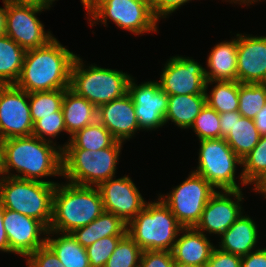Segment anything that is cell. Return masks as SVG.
Segmentation results:
<instances>
[{
  "label": "cell",
  "instance_id": "obj_1",
  "mask_svg": "<svg viewBox=\"0 0 266 267\" xmlns=\"http://www.w3.org/2000/svg\"><path fill=\"white\" fill-rule=\"evenodd\" d=\"M57 145L33 135L5 139L4 176L57 184L56 181L45 180L46 177H62V149Z\"/></svg>",
  "mask_w": 266,
  "mask_h": 267
},
{
  "label": "cell",
  "instance_id": "obj_2",
  "mask_svg": "<svg viewBox=\"0 0 266 267\" xmlns=\"http://www.w3.org/2000/svg\"><path fill=\"white\" fill-rule=\"evenodd\" d=\"M76 56L56 38L43 47L27 50L15 85L28 93L68 89Z\"/></svg>",
  "mask_w": 266,
  "mask_h": 267
},
{
  "label": "cell",
  "instance_id": "obj_3",
  "mask_svg": "<svg viewBox=\"0 0 266 267\" xmlns=\"http://www.w3.org/2000/svg\"><path fill=\"white\" fill-rule=\"evenodd\" d=\"M104 212L97 186L57 183L53 194L52 220L48 231L71 233Z\"/></svg>",
  "mask_w": 266,
  "mask_h": 267
},
{
  "label": "cell",
  "instance_id": "obj_4",
  "mask_svg": "<svg viewBox=\"0 0 266 267\" xmlns=\"http://www.w3.org/2000/svg\"><path fill=\"white\" fill-rule=\"evenodd\" d=\"M183 227L169 207L159 198L149 201L127 224V234L145 250H172Z\"/></svg>",
  "mask_w": 266,
  "mask_h": 267
},
{
  "label": "cell",
  "instance_id": "obj_5",
  "mask_svg": "<svg viewBox=\"0 0 266 267\" xmlns=\"http://www.w3.org/2000/svg\"><path fill=\"white\" fill-rule=\"evenodd\" d=\"M124 143L97 151L62 149V176L65 181L81 186H98L115 177Z\"/></svg>",
  "mask_w": 266,
  "mask_h": 267
},
{
  "label": "cell",
  "instance_id": "obj_6",
  "mask_svg": "<svg viewBox=\"0 0 266 267\" xmlns=\"http://www.w3.org/2000/svg\"><path fill=\"white\" fill-rule=\"evenodd\" d=\"M131 77L127 72L103 68L95 63L86 66L77 55L71 68L70 89L98 108L128 93Z\"/></svg>",
  "mask_w": 266,
  "mask_h": 267
},
{
  "label": "cell",
  "instance_id": "obj_7",
  "mask_svg": "<svg viewBox=\"0 0 266 267\" xmlns=\"http://www.w3.org/2000/svg\"><path fill=\"white\" fill-rule=\"evenodd\" d=\"M55 186L3 176L0 179V203L5 209L37 219L49 229Z\"/></svg>",
  "mask_w": 266,
  "mask_h": 267
},
{
  "label": "cell",
  "instance_id": "obj_8",
  "mask_svg": "<svg viewBox=\"0 0 266 267\" xmlns=\"http://www.w3.org/2000/svg\"><path fill=\"white\" fill-rule=\"evenodd\" d=\"M87 15L85 18L92 27L99 23L107 27L110 19L122 30L140 36L157 32L160 22L153 14L148 0H103Z\"/></svg>",
  "mask_w": 266,
  "mask_h": 267
},
{
  "label": "cell",
  "instance_id": "obj_9",
  "mask_svg": "<svg viewBox=\"0 0 266 267\" xmlns=\"http://www.w3.org/2000/svg\"><path fill=\"white\" fill-rule=\"evenodd\" d=\"M199 144L198 165L192 171L201 175L218 191L243 190L236 183V168H242V160L227 141L224 138L204 139Z\"/></svg>",
  "mask_w": 266,
  "mask_h": 267
},
{
  "label": "cell",
  "instance_id": "obj_10",
  "mask_svg": "<svg viewBox=\"0 0 266 267\" xmlns=\"http://www.w3.org/2000/svg\"><path fill=\"white\" fill-rule=\"evenodd\" d=\"M217 190L201 175L190 171L185 180L170 193L158 194L183 228L195 227L204 207Z\"/></svg>",
  "mask_w": 266,
  "mask_h": 267
},
{
  "label": "cell",
  "instance_id": "obj_11",
  "mask_svg": "<svg viewBox=\"0 0 266 267\" xmlns=\"http://www.w3.org/2000/svg\"><path fill=\"white\" fill-rule=\"evenodd\" d=\"M128 94L134 102L140 131H155L165 126L168 94L161 89L157 80L138 84L132 76L128 83Z\"/></svg>",
  "mask_w": 266,
  "mask_h": 267
},
{
  "label": "cell",
  "instance_id": "obj_12",
  "mask_svg": "<svg viewBox=\"0 0 266 267\" xmlns=\"http://www.w3.org/2000/svg\"><path fill=\"white\" fill-rule=\"evenodd\" d=\"M47 9L8 2L6 35L25 51L47 45L55 37L46 31L37 14Z\"/></svg>",
  "mask_w": 266,
  "mask_h": 267
},
{
  "label": "cell",
  "instance_id": "obj_13",
  "mask_svg": "<svg viewBox=\"0 0 266 267\" xmlns=\"http://www.w3.org/2000/svg\"><path fill=\"white\" fill-rule=\"evenodd\" d=\"M159 79L168 95L206 94L205 68L192 57L176 55L167 59Z\"/></svg>",
  "mask_w": 266,
  "mask_h": 267
},
{
  "label": "cell",
  "instance_id": "obj_14",
  "mask_svg": "<svg viewBox=\"0 0 266 267\" xmlns=\"http://www.w3.org/2000/svg\"><path fill=\"white\" fill-rule=\"evenodd\" d=\"M29 93L15 84L0 85V137L32 136Z\"/></svg>",
  "mask_w": 266,
  "mask_h": 267
},
{
  "label": "cell",
  "instance_id": "obj_15",
  "mask_svg": "<svg viewBox=\"0 0 266 267\" xmlns=\"http://www.w3.org/2000/svg\"><path fill=\"white\" fill-rule=\"evenodd\" d=\"M243 200L242 190H217L204 207L201 219L195 228L204 234L223 236L245 213L241 203Z\"/></svg>",
  "mask_w": 266,
  "mask_h": 267
},
{
  "label": "cell",
  "instance_id": "obj_16",
  "mask_svg": "<svg viewBox=\"0 0 266 267\" xmlns=\"http://www.w3.org/2000/svg\"><path fill=\"white\" fill-rule=\"evenodd\" d=\"M3 225L9 242V254L27 258L46 243L49 229L35 218L4 208Z\"/></svg>",
  "mask_w": 266,
  "mask_h": 267
},
{
  "label": "cell",
  "instance_id": "obj_17",
  "mask_svg": "<svg viewBox=\"0 0 266 267\" xmlns=\"http://www.w3.org/2000/svg\"><path fill=\"white\" fill-rule=\"evenodd\" d=\"M97 188L101 194L104 211L115 214L126 224L134 219L148 202L127 175L103 181Z\"/></svg>",
  "mask_w": 266,
  "mask_h": 267
},
{
  "label": "cell",
  "instance_id": "obj_18",
  "mask_svg": "<svg viewBox=\"0 0 266 267\" xmlns=\"http://www.w3.org/2000/svg\"><path fill=\"white\" fill-rule=\"evenodd\" d=\"M237 81L266 83V36L237 33Z\"/></svg>",
  "mask_w": 266,
  "mask_h": 267
},
{
  "label": "cell",
  "instance_id": "obj_19",
  "mask_svg": "<svg viewBox=\"0 0 266 267\" xmlns=\"http://www.w3.org/2000/svg\"><path fill=\"white\" fill-rule=\"evenodd\" d=\"M97 121L104 125L117 141L123 143L140 131L134 102L128 93L98 107Z\"/></svg>",
  "mask_w": 266,
  "mask_h": 267
},
{
  "label": "cell",
  "instance_id": "obj_20",
  "mask_svg": "<svg viewBox=\"0 0 266 267\" xmlns=\"http://www.w3.org/2000/svg\"><path fill=\"white\" fill-rule=\"evenodd\" d=\"M178 236L171 250L175 263L206 267L216 247L209 237L195 227L182 228Z\"/></svg>",
  "mask_w": 266,
  "mask_h": 267
},
{
  "label": "cell",
  "instance_id": "obj_21",
  "mask_svg": "<svg viewBox=\"0 0 266 267\" xmlns=\"http://www.w3.org/2000/svg\"><path fill=\"white\" fill-rule=\"evenodd\" d=\"M259 230L254 219L244 213L221 236L218 247L220 250L243 257L258 249ZM258 247V248H257Z\"/></svg>",
  "mask_w": 266,
  "mask_h": 267
},
{
  "label": "cell",
  "instance_id": "obj_22",
  "mask_svg": "<svg viewBox=\"0 0 266 267\" xmlns=\"http://www.w3.org/2000/svg\"><path fill=\"white\" fill-rule=\"evenodd\" d=\"M205 75L209 81H237V34L215 44L207 56Z\"/></svg>",
  "mask_w": 266,
  "mask_h": 267
},
{
  "label": "cell",
  "instance_id": "obj_23",
  "mask_svg": "<svg viewBox=\"0 0 266 267\" xmlns=\"http://www.w3.org/2000/svg\"><path fill=\"white\" fill-rule=\"evenodd\" d=\"M61 110L69 137L97 121V107L70 88L65 89Z\"/></svg>",
  "mask_w": 266,
  "mask_h": 267
},
{
  "label": "cell",
  "instance_id": "obj_24",
  "mask_svg": "<svg viewBox=\"0 0 266 267\" xmlns=\"http://www.w3.org/2000/svg\"><path fill=\"white\" fill-rule=\"evenodd\" d=\"M126 233L127 224L120 217L107 211H104L88 225L71 232L76 241L84 248H87L101 238L124 236Z\"/></svg>",
  "mask_w": 266,
  "mask_h": 267
},
{
  "label": "cell",
  "instance_id": "obj_25",
  "mask_svg": "<svg viewBox=\"0 0 266 267\" xmlns=\"http://www.w3.org/2000/svg\"><path fill=\"white\" fill-rule=\"evenodd\" d=\"M206 104V94L168 95L165 124L169 121L180 129H190Z\"/></svg>",
  "mask_w": 266,
  "mask_h": 267
},
{
  "label": "cell",
  "instance_id": "obj_26",
  "mask_svg": "<svg viewBox=\"0 0 266 267\" xmlns=\"http://www.w3.org/2000/svg\"><path fill=\"white\" fill-rule=\"evenodd\" d=\"M45 244L56 254L63 267H90L86 248L71 233L48 231Z\"/></svg>",
  "mask_w": 266,
  "mask_h": 267
},
{
  "label": "cell",
  "instance_id": "obj_27",
  "mask_svg": "<svg viewBox=\"0 0 266 267\" xmlns=\"http://www.w3.org/2000/svg\"><path fill=\"white\" fill-rule=\"evenodd\" d=\"M235 154L242 160L257 145L260 135L254 120L234 111V125L224 138Z\"/></svg>",
  "mask_w": 266,
  "mask_h": 267
},
{
  "label": "cell",
  "instance_id": "obj_28",
  "mask_svg": "<svg viewBox=\"0 0 266 267\" xmlns=\"http://www.w3.org/2000/svg\"><path fill=\"white\" fill-rule=\"evenodd\" d=\"M116 141L109 130L96 121L75 132L60 148L97 151L111 147Z\"/></svg>",
  "mask_w": 266,
  "mask_h": 267
},
{
  "label": "cell",
  "instance_id": "obj_29",
  "mask_svg": "<svg viewBox=\"0 0 266 267\" xmlns=\"http://www.w3.org/2000/svg\"><path fill=\"white\" fill-rule=\"evenodd\" d=\"M25 52L9 36L0 37V85L15 84L18 81Z\"/></svg>",
  "mask_w": 266,
  "mask_h": 267
},
{
  "label": "cell",
  "instance_id": "obj_30",
  "mask_svg": "<svg viewBox=\"0 0 266 267\" xmlns=\"http://www.w3.org/2000/svg\"><path fill=\"white\" fill-rule=\"evenodd\" d=\"M213 85L208 91L209 85ZM206 103L219 114L238 111L239 82L238 81H209L206 82Z\"/></svg>",
  "mask_w": 266,
  "mask_h": 267
},
{
  "label": "cell",
  "instance_id": "obj_31",
  "mask_svg": "<svg viewBox=\"0 0 266 267\" xmlns=\"http://www.w3.org/2000/svg\"><path fill=\"white\" fill-rule=\"evenodd\" d=\"M242 171L238 179L242 186L254 189L266 177V136H260L257 145L242 159Z\"/></svg>",
  "mask_w": 266,
  "mask_h": 267
},
{
  "label": "cell",
  "instance_id": "obj_32",
  "mask_svg": "<svg viewBox=\"0 0 266 267\" xmlns=\"http://www.w3.org/2000/svg\"><path fill=\"white\" fill-rule=\"evenodd\" d=\"M239 108L238 112L249 119L266 104V83H240L239 82Z\"/></svg>",
  "mask_w": 266,
  "mask_h": 267
},
{
  "label": "cell",
  "instance_id": "obj_33",
  "mask_svg": "<svg viewBox=\"0 0 266 267\" xmlns=\"http://www.w3.org/2000/svg\"><path fill=\"white\" fill-rule=\"evenodd\" d=\"M65 89L29 93L30 114L33 123L41 116L54 115L62 107Z\"/></svg>",
  "mask_w": 266,
  "mask_h": 267
},
{
  "label": "cell",
  "instance_id": "obj_34",
  "mask_svg": "<svg viewBox=\"0 0 266 267\" xmlns=\"http://www.w3.org/2000/svg\"><path fill=\"white\" fill-rule=\"evenodd\" d=\"M142 249L126 233L117 244L105 267H139Z\"/></svg>",
  "mask_w": 266,
  "mask_h": 267
},
{
  "label": "cell",
  "instance_id": "obj_35",
  "mask_svg": "<svg viewBox=\"0 0 266 267\" xmlns=\"http://www.w3.org/2000/svg\"><path fill=\"white\" fill-rule=\"evenodd\" d=\"M219 113L211 108L207 103L195 118L193 125L190 127L198 137V141L204 139L221 138Z\"/></svg>",
  "mask_w": 266,
  "mask_h": 267
},
{
  "label": "cell",
  "instance_id": "obj_36",
  "mask_svg": "<svg viewBox=\"0 0 266 267\" xmlns=\"http://www.w3.org/2000/svg\"><path fill=\"white\" fill-rule=\"evenodd\" d=\"M62 132L67 133L61 109L54 112V115L41 116V119L33 123L32 135L41 140L55 143L51 138L60 136Z\"/></svg>",
  "mask_w": 266,
  "mask_h": 267
},
{
  "label": "cell",
  "instance_id": "obj_37",
  "mask_svg": "<svg viewBox=\"0 0 266 267\" xmlns=\"http://www.w3.org/2000/svg\"><path fill=\"white\" fill-rule=\"evenodd\" d=\"M123 236H108L86 248L90 267H105L109 257Z\"/></svg>",
  "mask_w": 266,
  "mask_h": 267
},
{
  "label": "cell",
  "instance_id": "obj_38",
  "mask_svg": "<svg viewBox=\"0 0 266 267\" xmlns=\"http://www.w3.org/2000/svg\"><path fill=\"white\" fill-rule=\"evenodd\" d=\"M25 260L27 267H63L56 254L46 244L36 249Z\"/></svg>",
  "mask_w": 266,
  "mask_h": 267
},
{
  "label": "cell",
  "instance_id": "obj_39",
  "mask_svg": "<svg viewBox=\"0 0 266 267\" xmlns=\"http://www.w3.org/2000/svg\"><path fill=\"white\" fill-rule=\"evenodd\" d=\"M170 251L145 250L142 251L139 267H174Z\"/></svg>",
  "mask_w": 266,
  "mask_h": 267
},
{
  "label": "cell",
  "instance_id": "obj_40",
  "mask_svg": "<svg viewBox=\"0 0 266 267\" xmlns=\"http://www.w3.org/2000/svg\"><path fill=\"white\" fill-rule=\"evenodd\" d=\"M192 0H149L150 6L155 17L160 19L169 18V15L176 12L180 7Z\"/></svg>",
  "mask_w": 266,
  "mask_h": 267
},
{
  "label": "cell",
  "instance_id": "obj_41",
  "mask_svg": "<svg viewBox=\"0 0 266 267\" xmlns=\"http://www.w3.org/2000/svg\"><path fill=\"white\" fill-rule=\"evenodd\" d=\"M206 267H241V257L215 247Z\"/></svg>",
  "mask_w": 266,
  "mask_h": 267
},
{
  "label": "cell",
  "instance_id": "obj_42",
  "mask_svg": "<svg viewBox=\"0 0 266 267\" xmlns=\"http://www.w3.org/2000/svg\"><path fill=\"white\" fill-rule=\"evenodd\" d=\"M241 267H266V247L258 248L241 257Z\"/></svg>",
  "mask_w": 266,
  "mask_h": 267
},
{
  "label": "cell",
  "instance_id": "obj_43",
  "mask_svg": "<svg viewBox=\"0 0 266 267\" xmlns=\"http://www.w3.org/2000/svg\"><path fill=\"white\" fill-rule=\"evenodd\" d=\"M221 138H225L234 125V111L219 114Z\"/></svg>",
  "mask_w": 266,
  "mask_h": 267
},
{
  "label": "cell",
  "instance_id": "obj_44",
  "mask_svg": "<svg viewBox=\"0 0 266 267\" xmlns=\"http://www.w3.org/2000/svg\"><path fill=\"white\" fill-rule=\"evenodd\" d=\"M6 1L13 4L29 5L51 10L50 8L57 0H6Z\"/></svg>",
  "mask_w": 266,
  "mask_h": 267
},
{
  "label": "cell",
  "instance_id": "obj_45",
  "mask_svg": "<svg viewBox=\"0 0 266 267\" xmlns=\"http://www.w3.org/2000/svg\"><path fill=\"white\" fill-rule=\"evenodd\" d=\"M260 136H266V104L253 119Z\"/></svg>",
  "mask_w": 266,
  "mask_h": 267
},
{
  "label": "cell",
  "instance_id": "obj_46",
  "mask_svg": "<svg viewBox=\"0 0 266 267\" xmlns=\"http://www.w3.org/2000/svg\"><path fill=\"white\" fill-rule=\"evenodd\" d=\"M3 209L0 203V251L9 253V242L3 225Z\"/></svg>",
  "mask_w": 266,
  "mask_h": 267
},
{
  "label": "cell",
  "instance_id": "obj_47",
  "mask_svg": "<svg viewBox=\"0 0 266 267\" xmlns=\"http://www.w3.org/2000/svg\"><path fill=\"white\" fill-rule=\"evenodd\" d=\"M4 6L0 7V37L6 35V20H7V10H8V2L6 0H2Z\"/></svg>",
  "mask_w": 266,
  "mask_h": 267
},
{
  "label": "cell",
  "instance_id": "obj_48",
  "mask_svg": "<svg viewBox=\"0 0 266 267\" xmlns=\"http://www.w3.org/2000/svg\"><path fill=\"white\" fill-rule=\"evenodd\" d=\"M81 4L85 8L86 14H88L98 3L103 0H80Z\"/></svg>",
  "mask_w": 266,
  "mask_h": 267
},
{
  "label": "cell",
  "instance_id": "obj_49",
  "mask_svg": "<svg viewBox=\"0 0 266 267\" xmlns=\"http://www.w3.org/2000/svg\"><path fill=\"white\" fill-rule=\"evenodd\" d=\"M257 194H262L263 198L266 199V177L252 190Z\"/></svg>",
  "mask_w": 266,
  "mask_h": 267
},
{
  "label": "cell",
  "instance_id": "obj_50",
  "mask_svg": "<svg viewBox=\"0 0 266 267\" xmlns=\"http://www.w3.org/2000/svg\"><path fill=\"white\" fill-rule=\"evenodd\" d=\"M3 142H4V140L0 137V179L4 176V173H3Z\"/></svg>",
  "mask_w": 266,
  "mask_h": 267
},
{
  "label": "cell",
  "instance_id": "obj_51",
  "mask_svg": "<svg viewBox=\"0 0 266 267\" xmlns=\"http://www.w3.org/2000/svg\"><path fill=\"white\" fill-rule=\"evenodd\" d=\"M265 1V0H242V4L245 6H250L252 4H255L256 2Z\"/></svg>",
  "mask_w": 266,
  "mask_h": 267
},
{
  "label": "cell",
  "instance_id": "obj_52",
  "mask_svg": "<svg viewBox=\"0 0 266 267\" xmlns=\"http://www.w3.org/2000/svg\"><path fill=\"white\" fill-rule=\"evenodd\" d=\"M174 267H200V266L187 265V264H182V263H175Z\"/></svg>",
  "mask_w": 266,
  "mask_h": 267
},
{
  "label": "cell",
  "instance_id": "obj_53",
  "mask_svg": "<svg viewBox=\"0 0 266 267\" xmlns=\"http://www.w3.org/2000/svg\"><path fill=\"white\" fill-rule=\"evenodd\" d=\"M226 2H229L231 4H239V5H242V0H224Z\"/></svg>",
  "mask_w": 266,
  "mask_h": 267
}]
</instances>
